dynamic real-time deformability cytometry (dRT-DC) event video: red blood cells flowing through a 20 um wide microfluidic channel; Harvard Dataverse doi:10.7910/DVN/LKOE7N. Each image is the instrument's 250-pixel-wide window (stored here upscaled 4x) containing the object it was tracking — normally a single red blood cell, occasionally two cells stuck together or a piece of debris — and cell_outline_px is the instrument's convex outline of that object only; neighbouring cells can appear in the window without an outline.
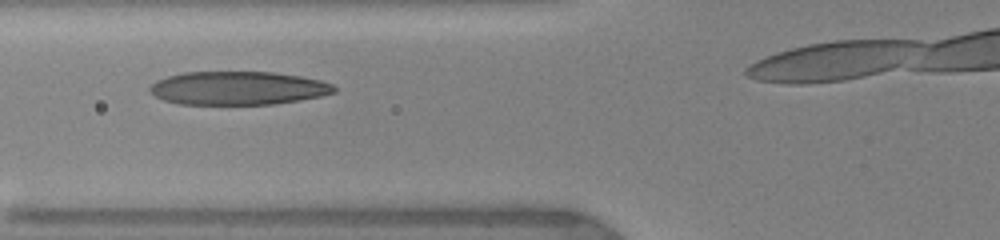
{"species": "human", "species_latin": "Homo sapiens", "temperature_condition": "warm", "stored_images_in_passage": 5, "camera_frame_rate_fps": 3000, "um_per_image_px": 0.085, "donor": {"sex": "female"}, "frame": {"image": 1, "passage_image": 3, "time_ms": 1.667, "image_size_px": [1000, 240], "cell_outline_px": [[336, 92], [320, 96], [300, 100], [276, 104], [180, 104], [164, 100], [148, 92], [148, 88], [156, 80], [168, 76], [184, 72], [272, 72], [300, 76], [320, 80], [332, 84], [336, 88]], "centroid_in_image_um": [20.22, 7.49], "position_along_channel_um": 105.6, "area_um2": 35.95}}